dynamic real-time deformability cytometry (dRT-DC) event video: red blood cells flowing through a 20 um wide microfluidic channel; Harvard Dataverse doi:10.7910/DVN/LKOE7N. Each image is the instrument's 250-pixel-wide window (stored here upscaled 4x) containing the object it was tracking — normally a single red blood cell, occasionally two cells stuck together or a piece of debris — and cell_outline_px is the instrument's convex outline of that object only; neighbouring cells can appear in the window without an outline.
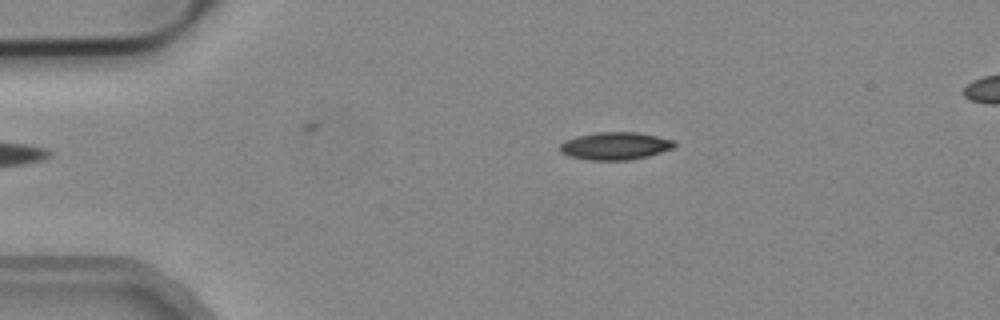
{"species": "common noctule bat (a hibernating species)", "species_latin": "Nyctalus noctula", "temperature_condition": "cold", "stored_images_in_passage": 3, "segment_of_instrument_passage": [1, 2], "camera_frame_rate_fps": 3000, "um_per_image_px": 0.085, "animal": {"sex": "male", "body_mass_g": 19.2, "forearm_length_mm": 51.8}, "frame": {"image": 1, "passage_image": 1, "time_ms": 0.0, "image_size_px": [1000, 320], "cell_outline_px": [[676, 144], [672, 148], [648, 156], [628, 160], [588, 160], [568, 156], [560, 152], [560, 144], [564, 140], [576, 136], [596, 132], [636, 132], [656, 136], [672, 140]], "centroid_in_image_um": [52.23, 12.4], "position_along_channel_um": 32.8, "area_um2": 18.38}}